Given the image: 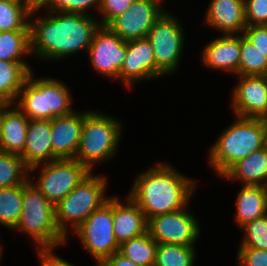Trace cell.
<instances>
[{"label": "cell", "mask_w": 267, "mask_h": 266, "mask_svg": "<svg viewBox=\"0 0 267 266\" xmlns=\"http://www.w3.org/2000/svg\"><path fill=\"white\" fill-rule=\"evenodd\" d=\"M233 90L232 109L236 116L265 119L267 117V75H239Z\"/></svg>", "instance_id": "obj_14"}, {"label": "cell", "mask_w": 267, "mask_h": 266, "mask_svg": "<svg viewBox=\"0 0 267 266\" xmlns=\"http://www.w3.org/2000/svg\"><path fill=\"white\" fill-rule=\"evenodd\" d=\"M32 73L23 83L16 98L18 102L14 104L29 120H52L73 112L67 85L48 77L35 79Z\"/></svg>", "instance_id": "obj_4"}, {"label": "cell", "mask_w": 267, "mask_h": 266, "mask_svg": "<svg viewBox=\"0 0 267 266\" xmlns=\"http://www.w3.org/2000/svg\"><path fill=\"white\" fill-rule=\"evenodd\" d=\"M31 53L30 30H13L0 32V60L27 63L23 55Z\"/></svg>", "instance_id": "obj_26"}, {"label": "cell", "mask_w": 267, "mask_h": 266, "mask_svg": "<svg viewBox=\"0 0 267 266\" xmlns=\"http://www.w3.org/2000/svg\"><path fill=\"white\" fill-rule=\"evenodd\" d=\"M126 51L127 41L121 39L108 26L100 25L87 52L96 72L118 80Z\"/></svg>", "instance_id": "obj_12"}, {"label": "cell", "mask_w": 267, "mask_h": 266, "mask_svg": "<svg viewBox=\"0 0 267 266\" xmlns=\"http://www.w3.org/2000/svg\"><path fill=\"white\" fill-rule=\"evenodd\" d=\"M122 124L96 111L83 112V126L75 159L91 172L93 166L114 157L121 138ZM95 164V165H94Z\"/></svg>", "instance_id": "obj_6"}, {"label": "cell", "mask_w": 267, "mask_h": 266, "mask_svg": "<svg viewBox=\"0 0 267 266\" xmlns=\"http://www.w3.org/2000/svg\"><path fill=\"white\" fill-rule=\"evenodd\" d=\"M14 104L1 106V138L0 151L22 155L26 143L29 119Z\"/></svg>", "instance_id": "obj_21"}, {"label": "cell", "mask_w": 267, "mask_h": 266, "mask_svg": "<svg viewBox=\"0 0 267 266\" xmlns=\"http://www.w3.org/2000/svg\"><path fill=\"white\" fill-rule=\"evenodd\" d=\"M239 75H267V53L258 50L240 35Z\"/></svg>", "instance_id": "obj_31"}, {"label": "cell", "mask_w": 267, "mask_h": 266, "mask_svg": "<svg viewBox=\"0 0 267 266\" xmlns=\"http://www.w3.org/2000/svg\"><path fill=\"white\" fill-rule=\"evenodd\" d=\"M87 252L95 258L96 266L120 250L113 231V197L91 213L73 232Z\"/></svg>", "instance_id": "obj_8"}, {"label": "cell", "mask_w": 267, "mask_h": 266, "mask_svg": "<svg viewBox=\"0 0 267 266\" xmlns=\"http://www.w3.org/2000/svg\"><path fill=\"white\" fill-rule=\"evenodd\" d=\"M83 126L82 113L72 112L51 120V145L53 161L57 159H75L80 143Z\"/></svg>", "instance_id": "obj_16"}, {"label": "cell", "mask_w": 267, "mask_h": 266, "mask_svg": "<svg viewBox=\"0 0 267 266\" xmlns=\"http://www.w3.org/2000/svg\"><path fill=\"white\" fill-rule=\"evenodd\" d=\"M157 245L147 232L123 242L119 252L139 266H154Z\"/></svg>", "instance_id": "obj_27"}, {"label": "cell", "mask_w": 267, "mask_h": 266, "mask_svg": "<svg viewBox=\"0 0 267 266\" xmlns=\"http://www.w3.org/2000/svg\"><path fill=\"white\" fill-rule=\"evenodd\" d=\"M237 259L239 266H267V250L240 247Z\"/></svg>", "instance_id": "obj_36"}, {"label": "cell", "mask_w": 267, "mask_h": 266, "mask_svg": "<svg viewBox=\"0 0 267 266\" xmlns=\"http://www.w3.org/2000/svg\"><path fill=\"white\" fill-rule=\"evenodd\" d=\"M242 35L263 53H267V25H247Z\"/></svg>", "instance_id": "obj_37"}, {"label": "cell", "mask_w": 267, "mask_h": 266, "mask_svg": "<svg viewBox=\"0 0 267 266\" xmlns=\"http://www.w3.org/2000/svg\"><path fill=\"white\" fill-rule=\"evenodd\" d=\"M99 26L92 15L47 11L46 16L29 20L31 55L59 60L81 50L86 52Z\"/></svg>", "instance_id": "obj_1"}, {"label": "cell", "mask_w": 267, "mask_h": 266, "mask_svg": "<svg viewBox=\"0 0 267 266\" xmlns=\"http://www.w3.org/2000/svg\"><path fill=\"white\" fill-rule=\"evenodd\" d=\"M222 35L204 47L201 55L202 64L214 70L230 71L239 76L240 34Z\"/></svg>", "instance_id": "obj_18"}, {"label": "cell", "mask_w": 267, "mask_h": 266, "mask_svg": "<svg viewBox=\"0 0 267 266\" xmlns=\"http://www.w3.org/2000/svg\"><path fill=\"white\" fill-rule=\"evenodd\" d=\"M126 199L127 203H122L113 197V231L119 245L147 233L148 220L145 214L128 195Z\"/></svg>", "instance_id": "obj_20"}, {"label": "cell", "mask_w": 267, "mask_h": 266, "mask_svg": "<svg viewBox=\"0 0 267 266\" xmlns=\"http://www.w3.org/2000/svg\"><path fill=\"white\" fill-rule=\"evenodd\" d=\"M154 166L136 176L128 194L147 220L185 208L197 187L195 180L188 179L169 164L161 162Z\"/></svg>", "instance_id": "obj_2"}, {"label": "cell", "mask_w": 267, "mask_h": 266, "mask_svg": "<svg viewBox=\"0 0 267 266\" xmlns=\"http://www.w3.org/2000/svg\"><path fill=\"white\" fill-rule=\"evenodd\" d=\"M30 67L27 63L0 60V102L2 104H15L23 83L32 72Z\"/></svg>", "instance_id": "obj_24"}, {"label": "cell", "mask_w": 267, "mask_h": 266, "mask_svg": "<svg viewBox=\"0 0 267 266\" xmlns=\"http://www.w3.org/2000/svg\"><path fill=\"white\" fill-rule=\"evenodd\" d=\"M23 184L0 188V224L11 230L22 214Z\"/></svg>", "instance_id": "obj_28"}, {"label": "cell", "mask_w": 267, "mask_h": 266, "mask_svg": "<svg viewBox=\"0 0 267 266\" xmlns=\"http://www.w3.org/2000/svg\"><path fill=\"white\" fill-rule=\"evenodd\" d=\"M222 177L242 185L267 187V145L234 164Z\"/></svg>", "instance_id": "obj_22"}, {"label": "cell", "mask_w": 267, "mask_h": 266, "mask_svg": "<svg viewBox=\"0 0 267 266\" xmlns=\"http://www.w3.org/2000/svg\"><path fill=\"white\" fill-rule=\"evenodd\" d=\"M152 1H155V2H157L159 5H161V3H160V2H162V0H152Z\"/></svg>", "instance_id": "obj_42"}, {"label": "cell", "mask_w": 267, "mask_h": 266, "mask_svg": "<svg viewBox=\"0 0 267 266\" xmlns=\"http://www.w3.org/2000/svg\"><path fill=\"white\" fill-rule=\"evenodd\" d=\"M237 117L238 120L222 131L209 151L211 167L221 177L239 160L267 145L264 119Z\"/></svg>", "instance_id": "obj_3"}, {"label": "cell", "mask_w": 267, "mask_h": 266, "mask_svg": "<svg viewBox=\"0 0 267 266\" xmlns=\"http://www.w3.org/2000/svg\"><path fill=\"white\" fill-rule=\"evenodd\" d=\"M39 8H33L28 0H0V32L30 30L29 20Z\"/></svg>", "instance_id": "obj_25"}, {"label": "cell", "mask_w": 267, "mask_h": 266, "mask_svg": "<svg viewBox=\"0 0 267 266\" xmlns=\"http://www.w3.org/2000/svg\"><path fill=\"white\" fill-rule=\"evenodd\" d=\"M165 75L157 66L153 47L146 38L127 41V51L119 80L131 89L134 82L158 78Z\"/></svg>", "instance_id": "obj_15"}, {"label": "cell", "mask_w": 267, "mask_h": 266, "mask_svg": "<svg viewBox=\"0 0 267 266\" xmlns=\"http://www.w3.org/2000/svg\"><path fill=\"white\" fill-rule=\"evenodd\" d=\"M1 254H2V246L0 245V260H1Z\"/></svg>", "instance_id": "obj_43"}, {"label": "cell", "mask_w": 267, "mask_h": 266, "mask_svg": "<svg viewBox=\"0 0 267 266\" xmlns=\"http://www.w3.org/2000/svg\"><path fill=\"white\" fill-rule=\"evenodd\" d=\"M38 257L40 258V266H75L70 262L63 260L60 256L51 249H37Z\"/></svg>", "instance_id": "obj_38"}, {"label": "cell", "mask_w": 267, "mask_h": 266, "mask_svg": "<svg viewBox=\"0 0 267 266\" xmlns=\"http://www.w3.org/2000/svg\"><path fill=\"white\" fill-rule=\"evenodd\" d=\"M30 177L20 155L0 151V188L22 185Z\"/></svg>", "instance_id": "obj_29"}, {"label": "cell", "mask_w": 267, "mask_h": 266, "mask_svg": "<svg viewBox=\"0 0 267 266\" xmlns=\"http://www.w3.org/2000/svg\"><path fill=\"white\" fill-rule=\"evenodd\" d=\"M195 259L194 246L158 244L154 266H193Z\"/></svg>", "instance_id": "obj_30"}, {"label": "cell", "mask_w": 267, "mask_h": 266, "mask_svg": "<svg viewBox=\"0 0 267 266\" xmlns=\"http://www.w3.org/2000/svg\"><path fill=\"white\" fill-rule=\"evenodd\" d=\"M164 8L152 0H134L130 8L107 26L124 41L146 38Z\"/></svg>", "instance_id": "obj_13"}, {"label": "cell", "mask_w": 267, "mask_h": 266, "mask_svg": "<svg viewBox=\"0 0 267 266\" xmlns=\"http://www.w3.org/2000/svg\"><path fill=\"white\" fill-rule=\"evenodd\" d=\"M134 0H101L98 12L103 15L99 23L107 26L114 18L126 12ZM102 19V20H101Z\"/></svg>", "instance_id": "obj_34"}, {"label": "cell", "mask_w": 267, "mask_h": 266, "mask_svg": "<svg viewBox=\"0 0 267 266\" xmlns=\"http://www.w3.org/2000/svg\"><path fill=\"white\" fill-rule=\"evenodd\" d=\"M205 24L223 34H242L246 28L244 0H211Z\"/></svg>", "instance_id": "obj_19"}, {"label": "cell", "mask_w": 267, "mask_h": 266, "mask_svg": "<svg viewBox=\"0 0 267 266\" xmlns=\"http://www.w3.org/2000/svg\"><path fill=\"white\" fill-rule=\"evenodd\" d=\"M245 231L240 247L267 250V214L241 227Z\"/></svg>", "instance_id": "obj_32"}, {"label": "cell", "mask_w": 267, "mask_h": 266, "mask_svg": "<svg viewBox=\"0 0 267 266\" xmlns=\"http://www.w3.org/2000/svg\"><path fill=\"white\" fill-rule=\"evenodd\" d=\"M246 25H267V0H244Z\"/></svg>", "instance_id": "obj_35"}, {"label": "cell", "mask_w": 267, "mask_h": 266, "mask_svg": "<svg viewBox=\"0 0 267 266\" xmlns=\"http://www.w3.org/2000/svg\"><path fill=\"white\" fill-rule=\"evenodd\" d=\"M50 138L51 120H29L26 143L21 158L29 168L30 174H32V170L35 172L43 163L53 161Z\"/></svg>", "instance_id": "obj_17"}, {"label": "cell", "mask_w": 267, "mask_h": 266, "mask_svg": "<svg viewBox=\"0 0 267 266\" xmlns=\"http://www.w3.org/2000/svg\"><path fill=\"white\" fill-rule=\"evenodd\" d=\"M34 184L54 205L65 198L91 171L76 159L44 163Z\"/></svg>", "instance_id": "obj_10"}, {"label": "cell", "mask_w": 267, "mask_h": 266, "mask_svg": "<svg viewBox=\"0 0 267 266\" xmlns=\"http://www.w3.org/2000/svg\"><path fill=\"white\" fill-rule=\"evenodd\" d=\"M197 221L185 207L149 218L147 232L158 244L195 246L201 231Z\"/></svg>", "instance_id": "obj_11"}, {"label": "cell", "mask_w": 267, "mask_h": 266, "mask_svg": "<svg viewBox=\"0 0 267 266\" xmlns=\"http://www.w3.org/2000/svg\"><path fill=\"white\" fill-rule=\"evenodd\" d=\"M101 0H47L40 9L48 12H71L82 15H92L87 12L91 7L99 10Z\"/></svg>", "instance_id": "obj_33"}, {"label": "cell", "mask_w": 267, "mask_h": 266, "mask_svg": "<svg viewBox=\"0 0 267 266\" xmlns=\"http://www.w3.org/2000/svg\"><path fill=\"white\" fill-rule=\"evenodd\" d=\"M106 187L105 176H93L91 172L55 205L57 228L66 239L69 223L74 232L91 213L109 200V196H104Z\"/></svg>", "instance_id": "obj_7"}, {"label": "cell", "mask_w": 267, "mask_h": 266, "mask_svg": "<svg viewBox=\"0 0 267 266\" xmlns=\"http://www.w3.org/2000/svg\"><path fill=\"white\" fill-rule=\"evenodd\" d=\"M147 39L150 41L156 66L165 74H174L182 56L184 34L183 28L171 12L165 11L155 21Z\"/></svg>", "instance_id": "obj_9"}, {"label": "cell", "mask_w": 267, "mask_h": 266, "mask_svg": "<svg viewBox=\"0 0 267 266\" xmlns=\"http://www.w3.org/2000/svg\"><path fill=\"white\" fill-rule=\"evenodd\" d=\"M0 138H1V107H0Z\"/></svg>", "instance_id": "obj_41"}, {"label": "cell", "mask_w": 267, "mask_h": 266, "mask_svg": "<svg viewBox=\"0 0 267 266\" xmlns=\"http://www.w3.org/2000/svg\"><path fill=\"white\" fill-rule=\"evenodd\" d=\"M47 0H28L33 8L41 7Z\"/></svg>", "instance_id": "obj_40"}, {"label": "cell", "mask_w": 267, "mask_h": 266, "mask_svg": "<svg viewBox=\"0 0 267 266\" xmlns=\"http://www.w3.org/2000/svg\"><path fill=\"white\" fill-rule=\"evenodd\" d=\"M235 219L239 227L267 214V187L242 185L237 194Z\"/></svg>", "instance_id": "obj_23"}, {"label": "cell", "mask_w": 267, "mask_h": 266, "mask_svg": "<svg viewBox=\"0 0 267 266\" xmlns=\"http://www.w3.org/2000/svg\"><path fill=\"white\" fill-rule=\"evenodd\" d=\"M98 266H139L119 251L103 260Z\"/></svg>", "instance_id": "obj_39"}, {"label": "cell", "mask_w": 267, "mask_h": 266, "mask_svg": "<svg viewBox=\"0 0 267 266\" xmlns=\"http://www.w3.org/2000/svg\"><path fill=\"white\" fill-rule=\"evenodd\" d=\"M29 179L23 183L22 214L14 230L30 236L37 249H54L67 239L57 228L55 205Z\"/></svg>", "instance_id": "obj_5"}]
</instances>
